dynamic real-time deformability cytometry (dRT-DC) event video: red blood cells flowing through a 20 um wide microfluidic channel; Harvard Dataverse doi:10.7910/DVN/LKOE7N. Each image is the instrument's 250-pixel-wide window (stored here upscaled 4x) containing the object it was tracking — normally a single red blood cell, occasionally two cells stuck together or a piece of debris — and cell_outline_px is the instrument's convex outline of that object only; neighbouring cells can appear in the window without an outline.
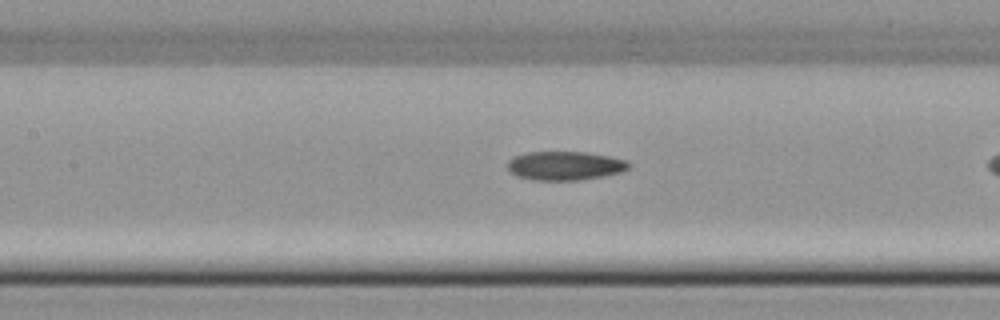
{"species": "common noctule bat (a hibernating species)", "species_latin": "Nyctalus noctula", "temperature_condition": "cold", "stored_images_in_passage": 23, "camera_frame_rate_fps": 3000, "um_per_image_px": 0.085, "animal": {"sex": "female", "body_mass_g": 22.7, "forearm_length_mm": 54.2}, "frame": {"image": 1, "passage_image": 19, "time_ms": 6.0, "image_size_px": [1000, 320], "cell_outline_px": [[632, 164], [628, 168], [620, 172], [604, 176], [580, 180], [532, 180], [516, 176], [508, 168], [508, 160], [512, 156], [528, 152], [588, 152], [628, 160]], "centroid_in_image_um": [48.03, 14.08], "position_along_channel_um": 159.4, "area_um2": 20.52}}
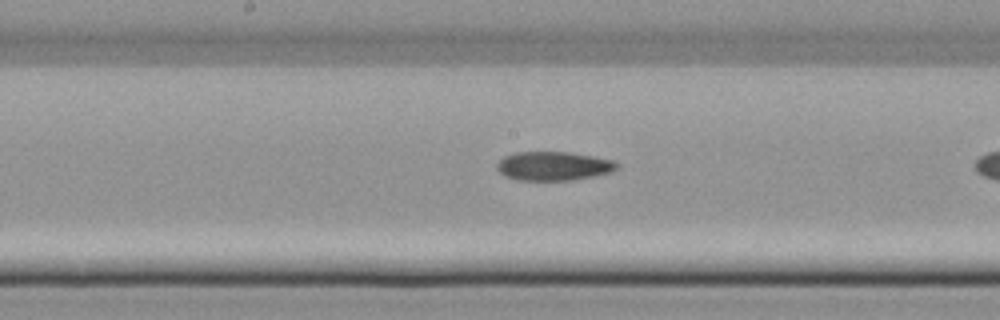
{"frame": {"image": 2, "passage_image": 22, "time_ms": 7.0, "image_size_px": [1000, 320], "cell_outline_px": [[620, 164], [612, 172], [596, 176], [572, 180], [516, 180], [504, 176], [496, 168], [496, 164], [504, 156], [516, 152], [572, 152], [612, 160]], "centroid_in_image_um": [47.04, 14.11], "position_along_channel_um": 201.2, "area_um2": 20.35}}